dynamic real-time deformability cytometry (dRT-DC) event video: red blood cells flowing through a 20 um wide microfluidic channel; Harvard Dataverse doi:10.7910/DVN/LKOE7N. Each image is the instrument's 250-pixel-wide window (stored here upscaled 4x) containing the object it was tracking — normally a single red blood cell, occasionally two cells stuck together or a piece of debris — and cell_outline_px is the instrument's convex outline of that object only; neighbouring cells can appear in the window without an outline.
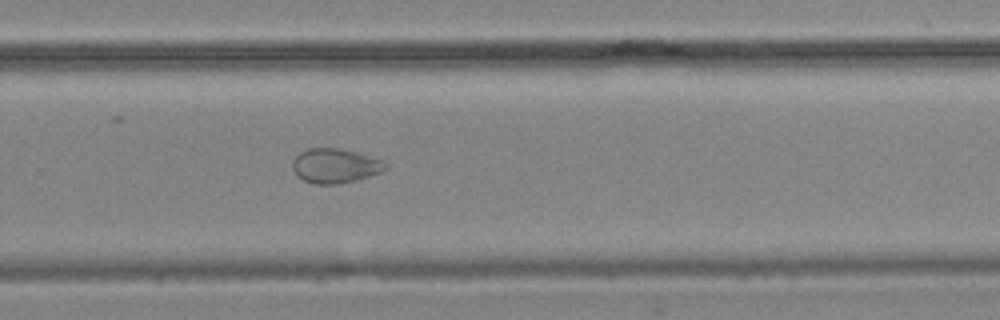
{"species": "common noctule bat (a hibernating species)", "species_latin": "Nyctalus noctula", "temperature_condition": "cold", "stored_images_in_passage": 10, "camera_frame_rate_fps": 3000, "um_per_image_px": 0.085, "animal": {"sex": "male", "body_mass_g": 19.2, "forearm_length_mm": 51.8}, "frame": {"image": 1, "passage_image": 10, "time_ms": 10.667, "image_size_px": [1000, 320], "cell_outline_px": [[388, 168], [380, 172], [356, 180], [336, 184], [316, 184], [304, 180], [296, 176], [292, 168], [292, 160], [300, 152], [308, 148], [336, 148], [356, 152], [384, 160], [388, 164]], "centroid_in_image_um": [28.48, 14.09], "position_along_channel_um": 301.3, "area_um2": 18.73}}